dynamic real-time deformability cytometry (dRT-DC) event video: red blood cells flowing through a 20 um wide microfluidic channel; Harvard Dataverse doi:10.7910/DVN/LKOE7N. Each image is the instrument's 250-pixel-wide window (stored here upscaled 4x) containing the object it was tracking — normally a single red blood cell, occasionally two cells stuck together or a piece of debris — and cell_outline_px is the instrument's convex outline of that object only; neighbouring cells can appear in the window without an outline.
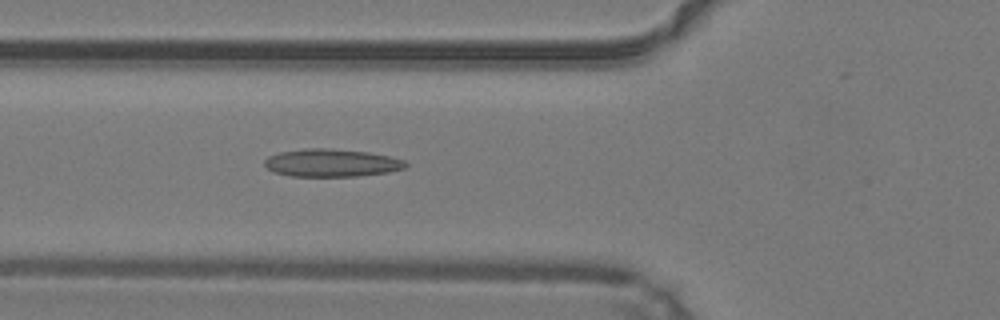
{"species": "common noctule bat (a hibernating species)", "species_latin": "Nyctalus noctula", "temperature_condition": "warm", "stored_images_in_passage": 48, "camera_frame_rate_fps": 3000, "um_per_image_px": 0.085, "animal": {"sex": "male", "body_mass_g": 19.2, "forearm_length_mm": 51.8}, "frame": {"image": 1, "passage_image": 18, "time_ms": 5.667, "image_size_px": [1000, 320], "cell_outline_px": [[408, 164], [404, 168], [388, 172], [356, 176], [292, 176], [272, 172], [264, 164], [264, 160], [268, 156], [280, 152], [304, 148], [328, 148], [368, 152], [388, 156], [404, 160]], "centroid_in_image_um": [28.15, 13.84], "position_along_channel_um": 97.7, "area_um2": 22.77}}
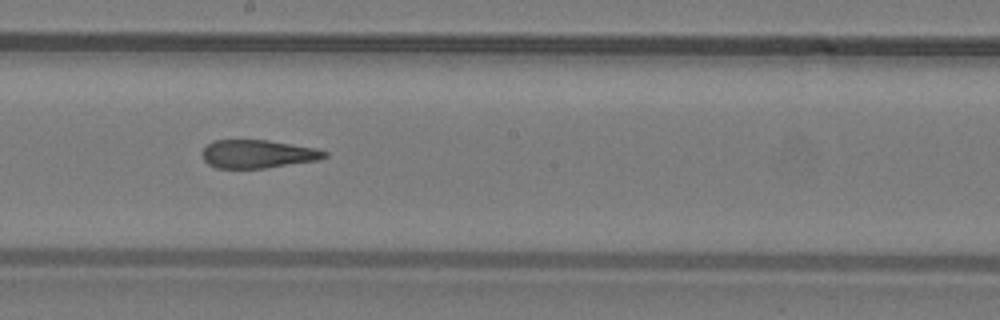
{"frame": {"image": 2, "passage_image": 27, "time_ms": 8.667, "image_size_px": [1000, 320], "cell_outline_px": [[328, 156], [320, 160], [264, 168], [216, 168], [208, 164], [204, 160], [200, 152], [212, 140], [268, 140], [316, 148], [328, 152]], "centroid_in_image_um": [21.91, 13.09], "position_along_channel_um": 226.3, "area_um2": 20.29}}
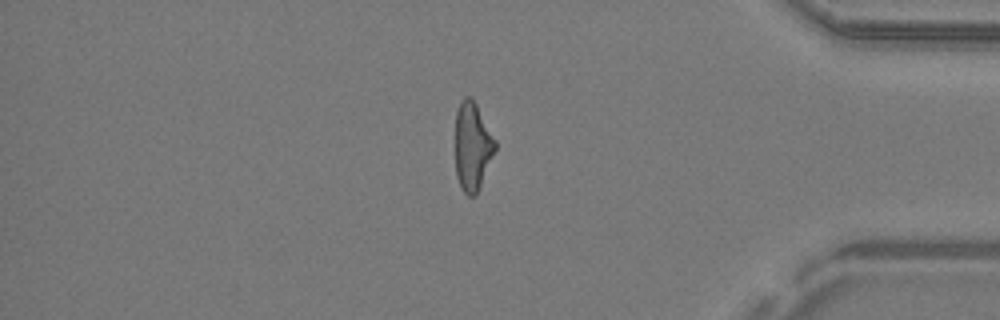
{"frame": {"image": 3, "passage_image": 41, "time_ms": 13.333, "image_size_px": [1000, 320], "cell_outline_px": [[496, 148], [476, 196], [468, 196], [460, 188], [456, 176], [456, 112], [460, 100], [464, 96], [472, 96], [496, 140]], "centroid_in_image_um": [40.15, 12.43], "position_along_channel_um": 395.1, "area_um2": 20.63}, "authors_computed_cell_mechanics": {"area_um2": 21.8195, "velocity_mm_per_s": 4.2594, "shape_relaxation_time_tau1_ms": 9.4267, "shape_relaxation_time_tau2_ms": 2.494, "deformation_change_tau1": 0.2727, "deformation_change_tau2": 0.137}}